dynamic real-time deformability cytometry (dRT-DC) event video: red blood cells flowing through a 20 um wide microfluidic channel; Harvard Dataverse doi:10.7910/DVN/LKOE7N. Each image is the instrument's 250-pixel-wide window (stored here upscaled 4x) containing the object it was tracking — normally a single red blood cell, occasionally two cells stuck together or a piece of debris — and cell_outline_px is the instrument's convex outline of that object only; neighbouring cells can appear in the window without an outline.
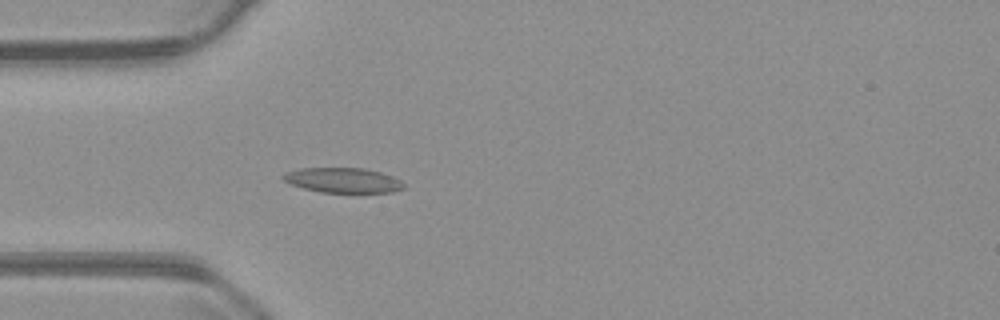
{"species": "common noctule bat (a hibernating species)", "species_latin": "Nyctalus noctula", "temperature_condition": "warm", "stored_images_in_passage": 42, "camera_frame_rate_fps": 3000, "um_per_image_px": 0.085, "animal": {"sex": "male", "body_mass_g": 23.1, "forearm_length_mm": 52.7}, "frame": {"image": 1, "passage_image": 3, "time_ms": 0.667, "image_size_px": [1000, 320], "cell_outline_px": [[404, 188], [392, 192], [320, 192], [304, 188], [292, 184], [284, 180], [280, 176], [284, 172], [300, 168], [364, 168], [380, 172], [392, 176], [400, 180], [404, 184]], "centroid_in_image_um": [29.13, 15.31], "position_along_channel_um": 55.9, "area_um2": 17.46}}
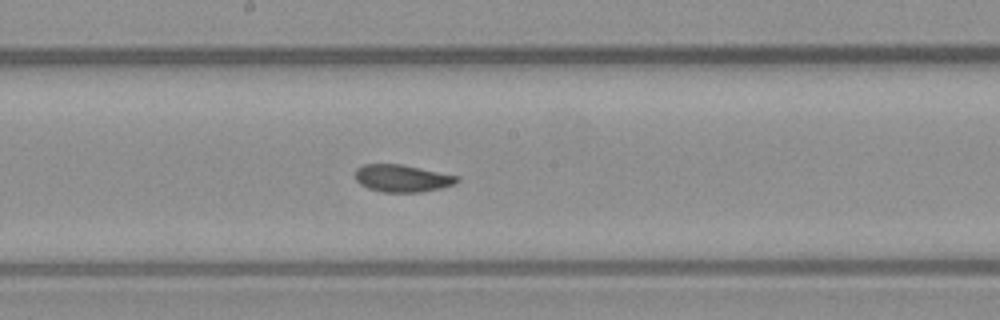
{"frame": {"image": 2, "passage_image": 16, "time_ms": 5.0, "image_size_px": [1000, 320], "cell_outline_px": [[460, 180], [456, 184], [440, 188], [420, 192], [380, 192], [368, 188], [360, 184], [356, 180], [356, 168], [364, 164], [400, 164], [460, 176]], "centroid_in_image_um": [34.2, 15.16], "position_along_channel_um": 214.0, "area_um2": 16.24}}
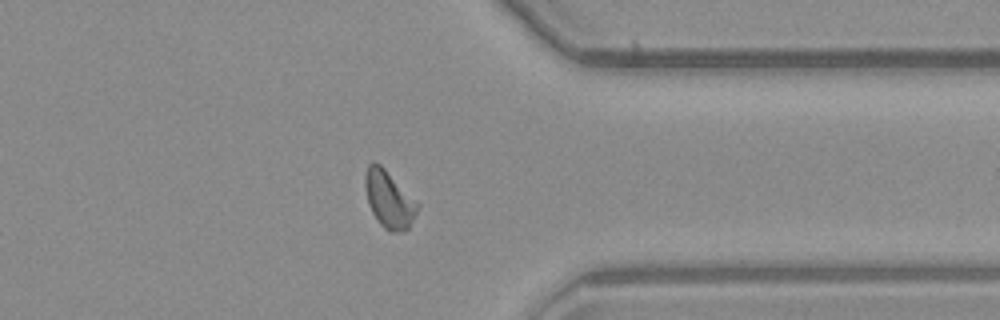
{"frame": {"image": 3, "passage_image": 30, "time_ms": 9.667, "image_size_px": [1000, 320], "cell_outline_px": [[420, 208], [408, 228], [404, 232], [388, 232], [380, 224], [372, 212], [368, 204], [364, 184], [364, 176], [368, 164], [380, 164], [420, 204]], "centroid_in_image_um": [33.08, 16.98], "position_along_channel_um": 378.3, "area_um2": 17.46}, "authors_computed_cell_mechanics": {"area_um2": 16.473, "velocity_mm_per_s": 3.7221, "shape_relaxation_time_tau1_ms": null, "shape_relaxation_time_tau2_ms": 2.934, "deformation_change_tau1": null, "deformation_change_tau2": 0.0858}}